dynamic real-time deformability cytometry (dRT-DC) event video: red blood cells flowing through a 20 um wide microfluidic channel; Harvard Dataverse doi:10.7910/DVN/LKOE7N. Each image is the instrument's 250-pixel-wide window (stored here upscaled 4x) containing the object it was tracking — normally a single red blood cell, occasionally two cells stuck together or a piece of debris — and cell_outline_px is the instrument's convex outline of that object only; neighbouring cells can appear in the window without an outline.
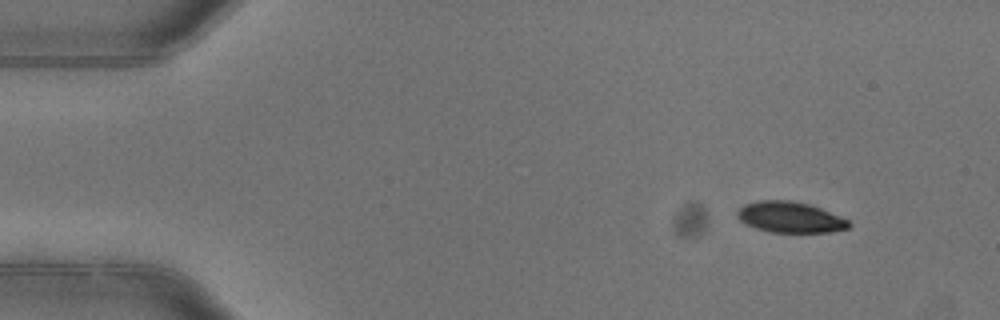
{"species": "common noctule bat (a hibernating species)", "species_latin": "Nyctalus noctula", "temperature_condition": "warm", "stored_images_in_passage": 4, "camera_frame_rate_fps": 3000, "um_per_image_px": 0.085, "animal": {"sex": "female"}, "frame": {"image": 1, "passage_image": 1, "time_ms": 0.0, "image_size_px": [1000, 320], "cell_outline_px": [[852, 224], [848, 228], [828, 232], [772, 232], [756, 228], [744, 224], [736, 216], [736, 212], [744, 204], [756, 200], [792, 200], [808, 204], [820, 208], [840, 216], [848, 220]], "centroid_in_image_um": [67.12, 18.45], "position_along_channel_um": 17.9, "area_um2": 20.11}}